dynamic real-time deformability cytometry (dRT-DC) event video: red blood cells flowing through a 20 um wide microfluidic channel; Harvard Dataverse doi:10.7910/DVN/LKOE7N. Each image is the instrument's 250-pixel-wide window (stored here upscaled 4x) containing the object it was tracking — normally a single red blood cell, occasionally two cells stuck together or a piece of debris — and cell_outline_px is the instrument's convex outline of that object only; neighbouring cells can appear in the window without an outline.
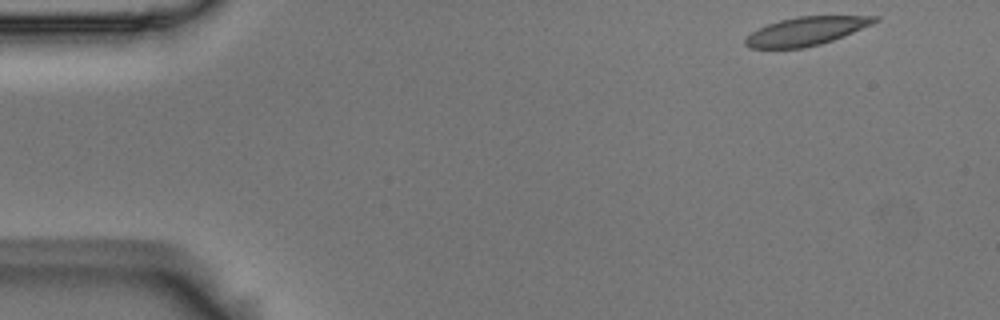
{"species": "Egyptian fruit bat (a non-hibernating species)", "species_latin": "Rousettus aegyptiacus", "temperature_condition": "room temperature", "stored_images_in_passage": 4, "camera_frame_rate_fps": 3000, "um_per_image_px": 0.085, "animal": {"sex": "male"}, "frame": {"image": 1, "passage_image": 1, "time_ms": 0.0, "image_size_px": [1000, 320], "cell_outline_px": [[880, 20], [872, 24], [844, 36], [820, 44], [804, 48], [748, 48], [744, 44], [744, 40], [752, 32], [768, 24], [780, 20], [800, 16], [880, 16]], "centroid_in_image_um": [68.53, 2.65], "position_along_channel_um": 16.5, "area_um2": 21.27}}
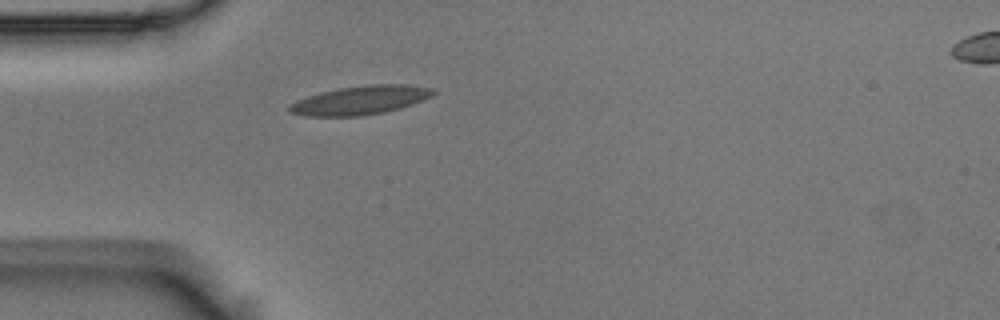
{"frame": {"image": 2, "passage_image": 4, "time_ms": 1.0, "image_size_px": [1000, 320], "cell_outline_px": [[436, 92], [432, 96], [424, 100], [400, 108], [384, 112], [360, 116], [304, 116], [288, 112], [288, 104], [296, 100], [320, 92], [340, 88], [368, 84], [408, 84], [436, 88]], "centroid_in_image_um": [30.64, 8.51], "position_along_channel_um": 54.4, "area_um2": 24.39}}